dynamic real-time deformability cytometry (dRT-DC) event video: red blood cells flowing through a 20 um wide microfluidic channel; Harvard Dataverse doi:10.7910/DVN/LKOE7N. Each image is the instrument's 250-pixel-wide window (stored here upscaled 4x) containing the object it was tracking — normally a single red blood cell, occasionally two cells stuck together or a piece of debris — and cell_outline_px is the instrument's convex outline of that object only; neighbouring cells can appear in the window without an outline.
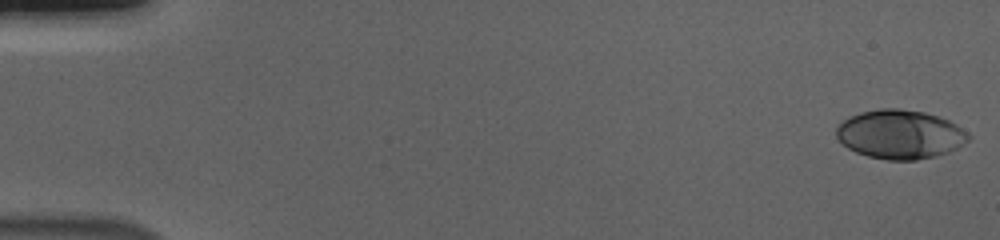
{"species": "human", "species_latin": "Homo sapiens", "temperature_condition": "cold", "stored_images_in_passage": 56, "camera_frame_rate_fps": 3000, "um_per_image_px": 0.085, "donor": {"sex": "male"}, "frame": {"image": 1, "passage_image": 1, "time_ms": 0.0, "image_size_px": [1000, 240], "cell_outline_px": [[972, 136], [968, 140], [956, 148], [948, 152], [936, 156], [916, 160], [888, 160], [868, 156], [856, 152], [848, 148], [836, 136], [836, 128], [844, 120], [860, 112], [880, 108], [896, 108], [924, 112], [948, 120], [956, 124], [968, 132]], "centroid_in_image_um": [76.52, 11.42], "position_along_channel_um": 8.5, "area_um2": 37.51}}
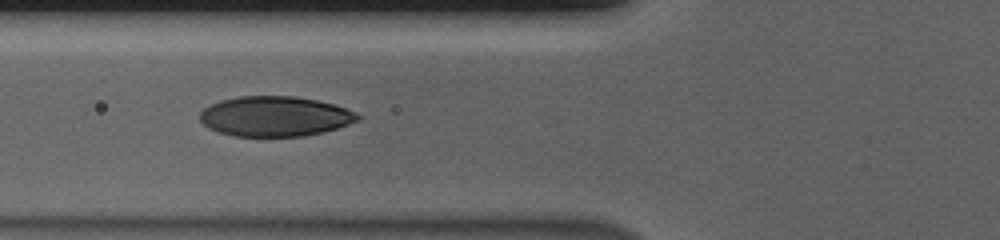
{"frame": {"image": 2, "passage_image": 22, "time_ms": 7.0, "image_size_px": [1000, 240], "cell_outline_px": [[360, 120], [324, 132], [304, 136], [236, 136], [220, 132], [208, 128], [200, 120], [200, 112], [204, 108], [220, 100], [236, 96], [296, 96], [316, 100], [348, 108], [356, 112], [360, 116]], "centroid_in_image_um": [23.38, 9.88], "position_along_channel_um": 102.4, "area_um2": 36.88}}
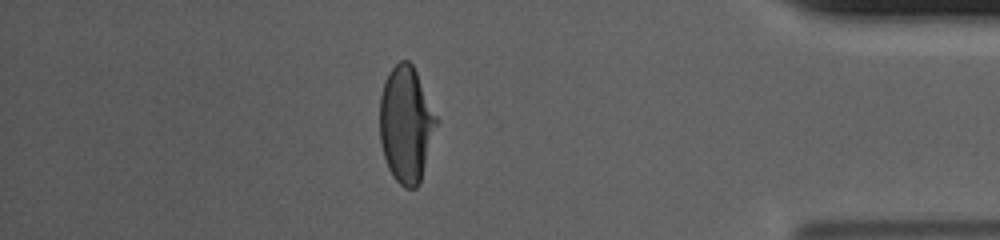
{"frame": {"image": 3, "passage_image": 49, "time_ms": 16.0, "image_size_px": [1000, 240], "cell_outline_px": [[440, 120], [420, 184], [416, 188], [404, 188], [392, 176], [388, 168], [384, 156], [380, 140], [380, 96], [388, 72], [400, 60], [408, 60], [412, 64]], "centroid_in_image_um": [34.55, 10.6], "position_along_channel_um": 400.6, "area_um2": 38.9}, "authors_computed_cell_mechanics": {"area_um2": 37.7434, "velocity_mm_per_s": 3.6969, "shape_relaxation_time_tau1_ms": 4.5969, "shape_relaxation_time_tau2_ms": null, "deformation_change_tau1": 0.2067, "deformation_change_tau2": null}}